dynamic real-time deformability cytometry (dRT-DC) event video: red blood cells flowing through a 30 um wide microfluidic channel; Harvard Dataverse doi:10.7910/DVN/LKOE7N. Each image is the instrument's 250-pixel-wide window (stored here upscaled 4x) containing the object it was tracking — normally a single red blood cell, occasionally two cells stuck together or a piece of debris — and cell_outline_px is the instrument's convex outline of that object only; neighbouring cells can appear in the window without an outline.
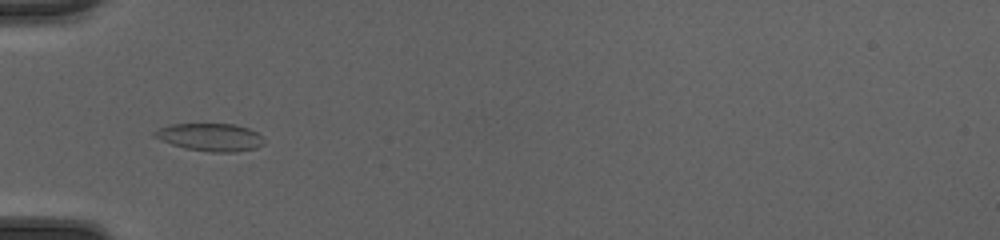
{"species": "common noctule bat (a hibernating species)", "species_latin": "Nyctalus noctula", "temperature_condition": "cold", "stored_images_in_passage": 33, "camera_frame_rate_fps": 3000, "um_per_image_px": 0.085, "animal": {"sex": "female", "body_mass_g": 20.0, "forearm_length_mm": 54.0}, "frame": {"image": 1, "passage_image": 1, "time_ms": 0.0, "image_size_px": [1000, 240], "cell_outline_px": [[264, 144], [256, 148], [236, 152], [212, 152], [184, 148], [160, 140], [152, 136], [152, 132], [160, 128], [172, 124], [236, 124], [248, 128], [264, 136]], "centroid_in_image_um": [17.89, 11.66], "position_along_channel_um": 67.1, "area_um2": 17.8}}
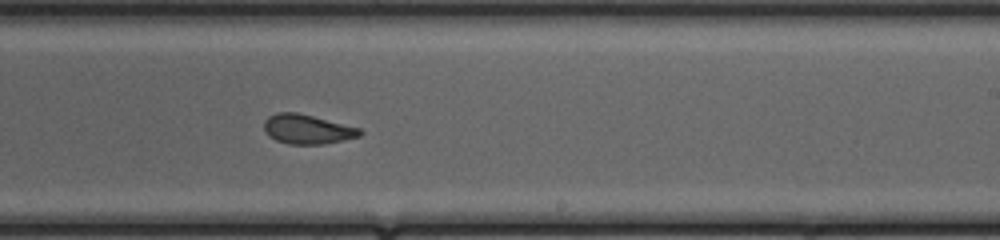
{"frame": {"image": 2, "passage_image": 15, "time_ms": 4.667, "image_size_px": [1000, 240], "cell_outline_px": [[364, 132], [360, 136], [344, 140], [324, 144], [288, 144], [276, 140], [268, 136], [264, 128], [264, 120], [268, 116], [276, 112], [296, 112], [360, 128]], "centroid_in_image_um": [26.11, 10.98], "position_along_channel_um": 262.9, "area_um2": 16.47}}
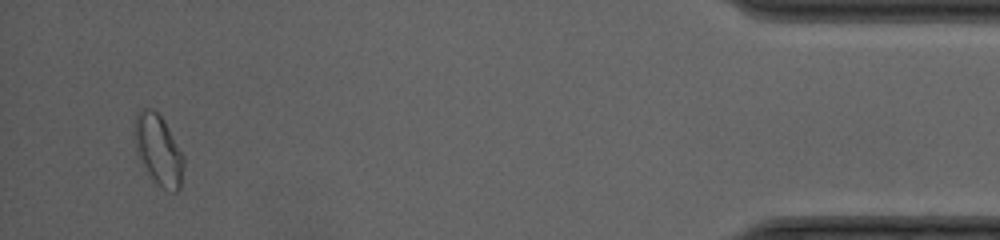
{"frame": {"image": 3, "passage_image": 31, "time_ms": 10.0, "image_size_px": [1000, 240], "cell_outline_px": [[184, 168], [180, 188], [176, 192], [172, 192], [164, 188], [148, 172], [140, 160], [136, 152], [132, 132], [136, 116], [140, 108], [152, 108], [164, 120], [184, 156]], "centroid_in_image_um": [13.45, 12.7], "position_along_channel_um": 421.7, "area_um2": 20.17}, "authors_computed_cell_mechanics": {"area_um2": 17.1088, "velocity_mm_per_s": 4.2395, "shape_relaxation_time_tau1_ms": null, "shape_relaxation_time_tau2_ms": 1.82, "deformation_change_tau1": null, "deformation_change_tau2": 0.0854}}